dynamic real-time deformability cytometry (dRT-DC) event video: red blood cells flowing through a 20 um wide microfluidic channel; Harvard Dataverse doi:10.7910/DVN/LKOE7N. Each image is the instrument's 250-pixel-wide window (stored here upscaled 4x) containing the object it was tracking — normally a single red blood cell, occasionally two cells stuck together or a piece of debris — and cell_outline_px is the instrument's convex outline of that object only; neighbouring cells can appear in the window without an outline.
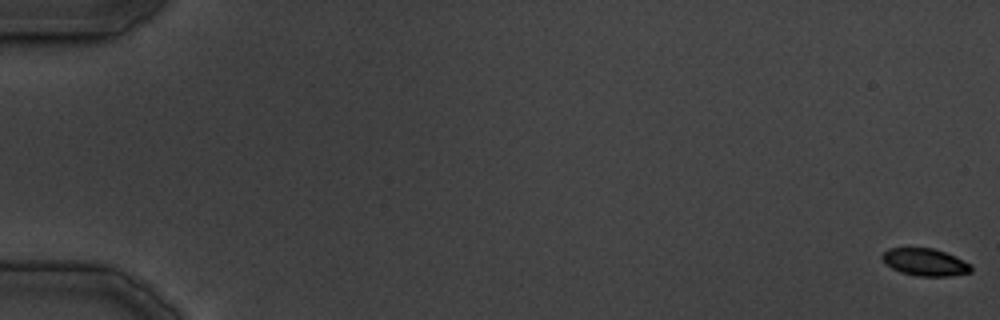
{"species": "common noctule bat (a hibernating species)", "species_latin": "Nyctalus noctula", "temperature_condition": "cold", "stored_images_in_passage": 40, "segment_of_instrument_passage": [1, 2], "camera_frame_rate_fps": 3000, "um_per_image_px": 0.085, "animal": {"sex": "male", "body_mass_g": 19.5, "forearm_length_mm": 54.6}, "frame": {"image": 1, "passage_image": 1, "time_ms": 0.0, "image_size_px": [1000, 320], "cell_outline_px": [[972, 272], [952, 276], [916, 276], [900, 272], [892, 268], [880, 256], [888, 248], [932, 248], [956, 256], [972, 264]], "centroid_in_image_um": [78.68, 22.29], "position_along_channel_um": 6.3, "area_um2": 14.22}}
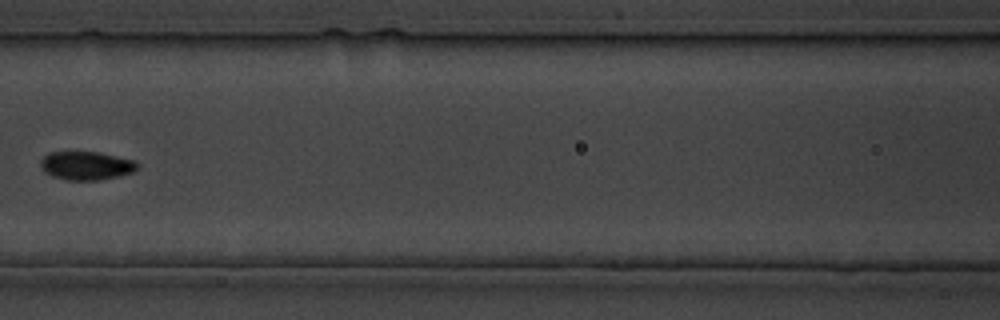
{"frame": {"image": 2, "passage_image": 18, "time_ms": 22.333, "image_size_px": [1000, 320], "cell_outline_px": [[140, 164], [132, 172], [120, 176], [100, 180], [68, 180], [52, 176], [44, 172], [40, 164], [40, 160], [48, 152], [100, 152], [136, 160]], "centroid_in_image_um": [7.35, 14.07], "position_along_channel_um": 159.3, "area_um2": 16.24}}
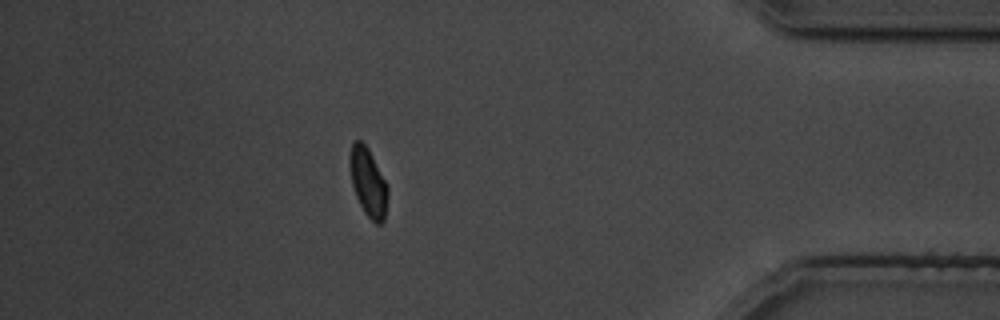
{"frame": {"image": 3, "passage_image": 35, "time_ms": 41.667, "image_size_px": [1000, 320], "cell_outline_px": [[388, 196], [384, 220], [380, 224], [376, 224], [364, 212], [356, 196], [352, 184], [348, 156], [352, 140], [360, 140], [368, 148], [388, 184]], "centroid_in_image_um": [31.29, 15.46], "position_along_channel_um": 403.9, "area_um2": 15.32}}